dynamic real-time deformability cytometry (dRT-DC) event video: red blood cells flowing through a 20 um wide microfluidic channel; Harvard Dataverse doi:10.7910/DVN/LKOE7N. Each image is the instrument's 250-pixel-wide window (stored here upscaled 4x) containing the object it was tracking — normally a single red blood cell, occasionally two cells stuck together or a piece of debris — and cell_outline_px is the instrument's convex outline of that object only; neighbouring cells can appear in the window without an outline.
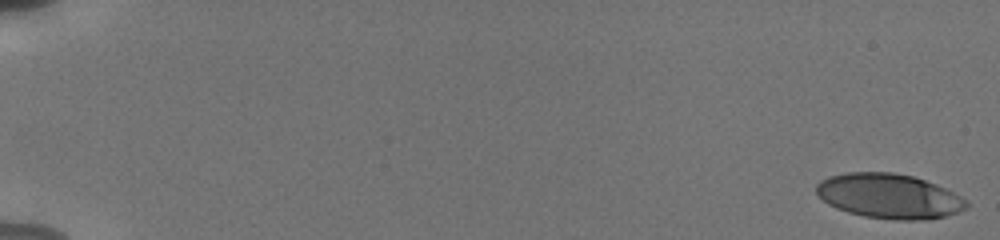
{"species": "human", "species_latin": "Homo sapiens", "temperature_condition": "cold", "stored_images_in_passage": 55, "camera_frame_rate_fps": 3000, "um_per_image_px": 0.085, "donor": {"sex": "male"}, "frame": {"image": 1, "passage_image": 1, "time_ms": 0.0, "image_size_px": [1000, 240], "cell_outline_px": [[968, 208], [944, 216], [916, 220], [896, 220], [864, 216], [848, 212], [836, 208], [828, 204], [816, 192], [816, 184], [820, 180], [828, 176], [848, 172], [892, 172], [912, 176], [936, 184], [968, 200]], "centroid_in_image_um": [75.55, 16.66], "position_along_channel_um": 9.5, "area_um2": 38.96}}
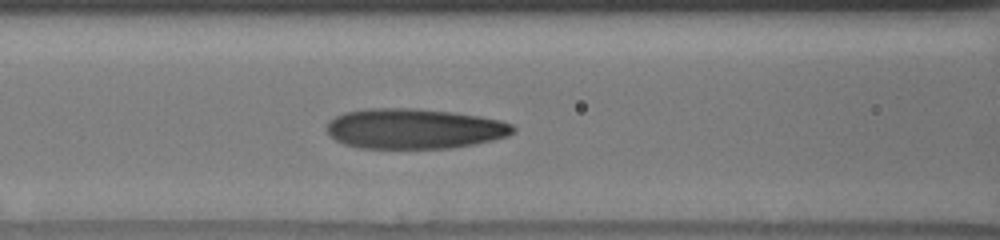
{"frame": {"image": 2, "passage_image": 26, "time_ms": 8.333, "image_size_px": [1000, 240], "cell_outline_px": [[516, 132], [508, 136], [476, 144], [452, 148], [356, 148], [344, 144], [336, 140], [328, 132], [328, 120], [344, 112], [368, 108], [412, 108], [452, 112], [480, 116], [500, 120], [512, 124], [516, 128]], "centroid_in_image_um": [35.23, 10.94], "position_along_channel_um": 131.4, "area_um2": 43.87}}
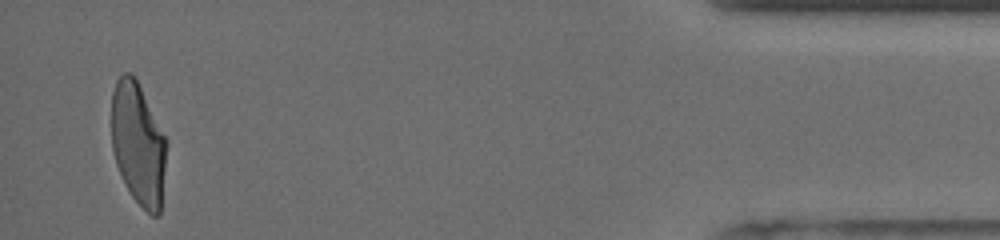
{"frame": {"image": 3, "passage_image": 54, "time_ms": 17.667, "image_size_px": [1000, 240], "cell_outline_px": [[168, 144], [160, 212], [156, 216], [152, 216], [132, 196], [116, 164], [112, 148], [112, 92], [116, 80], [124, 72], [132, 72], [136, 76], [168, 140]], "centroid_in_image_um": [11.77, 12.15], "position_along_channel_um": 423.4, "area_um2": 39.65}, "authors_computed_cell_mechanics": {"area_um2": 41.1536, "velocity_mm_per_s": 3.8232, "shape_relaxation_time_tau1_ms": 5.3847, "shape_relaxation_time_tau2_ms": 1.3261, "deformation_change_tau1": 0.2041, "deformation_change_tau2": 0.0959}}